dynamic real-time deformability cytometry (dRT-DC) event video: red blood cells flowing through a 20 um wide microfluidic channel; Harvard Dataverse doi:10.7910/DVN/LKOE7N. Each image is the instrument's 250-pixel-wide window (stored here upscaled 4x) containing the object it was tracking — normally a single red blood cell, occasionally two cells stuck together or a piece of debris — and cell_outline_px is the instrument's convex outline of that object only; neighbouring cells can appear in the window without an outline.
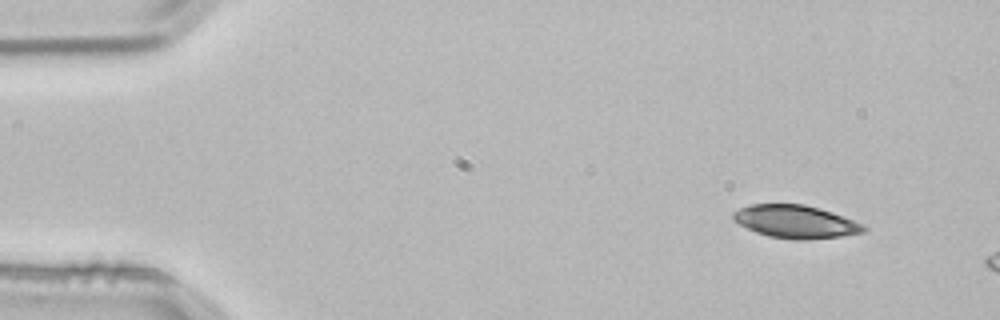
{"species": "common noctule bat (a hibernating species)", "species_latin": "Nyctalus noctula", "temperature_condition": "room temperature", "stored_images_in_passage": 3, "camera_frame_rate_fps": 3000, "um_per_image_px": 0.085, "animal": {"sex": "male", "body_mass_g": 21.5, "forearm_length_mm": 52.0}, "frame": {"image": 1, "passage_image": 1, "time_ms": 0.0, "image_size_px": [1000, 320], "cell_outline_px": [[868, 228], [864, 232], [840, 236], [808, 240], [792, 240], [768, 236], [756, 232], [732, 220], [732, 212], [740, 208], [752, 204], [804, 204], [820, 208], [832, 212], [852, 220]], "centroid_in_image_um": [67.59, 18.84], "position_along_channel_um": 17.4, "area_um2": 24.97}}